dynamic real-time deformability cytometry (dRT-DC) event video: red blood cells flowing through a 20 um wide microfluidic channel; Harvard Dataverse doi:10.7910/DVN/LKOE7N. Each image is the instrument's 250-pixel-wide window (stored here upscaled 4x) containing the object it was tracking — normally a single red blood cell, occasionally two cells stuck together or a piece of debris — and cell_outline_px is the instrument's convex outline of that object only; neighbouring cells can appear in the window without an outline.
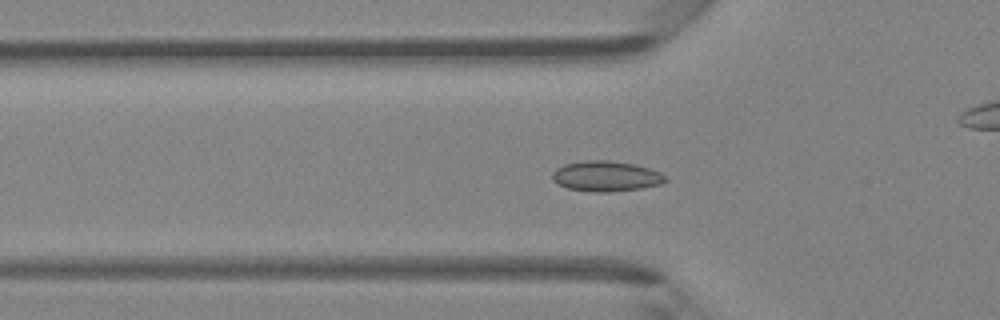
{"species": "Egyptian fruit bat (a non-hibernating species)", "species_latin": "Rousettus aegyptiacus", "temperature_condition": "room temperature", "stored_images_in_passage": 48, "camera_frame_rate_fps": 3000, "um_per_image_px": 0.085, "animal": {"sex": "female"}, "frame": {"image": 1, "passage_image": 16, "time_ms": 5.0, "image_size_px": [1000, 320], "cell_outline_px": [[668, 180], [660, 184], [640, 188], [608, 192], [592, 192], [568, 188], [556, 184], [552, 180], [552, 172], [556, 168], [564, 164], [584, 160], [608, 160], [632, 164], [648, 168], [660, 172], [668, 176]], "centroid_in_image_um": [51.49, 14.97], "position_along_channel_um": 74.3, "area_um2": 20.11}}
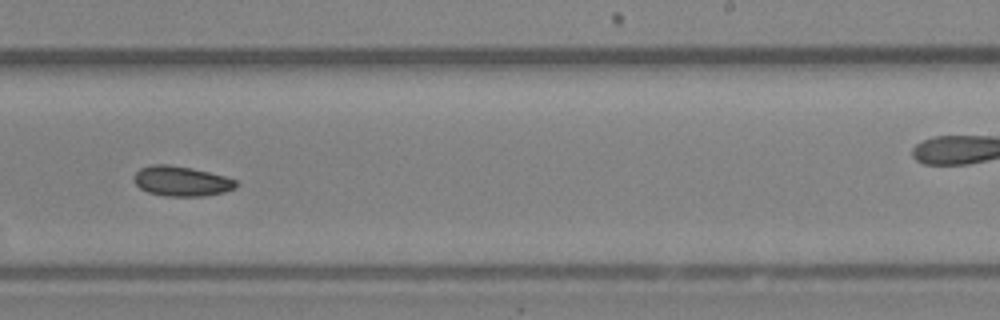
{"frame": {"image": 2, "passage_image": 30, "time_ms": 9.667, "image_size_px": [1000, 320], "cell_outline_px": [[236, 188], [224, 192], [204, 196], [164, 196], [148, 192], [140, 188], [132, 180], [132, 176], [140, 168], [152, 164], [168, 164], [192, 168], [224, 176], [236, 180]], "centroid_in_image_um": [15.38, 15.39], "position_along_channel_um": 273.6, "area_um2": 17.92}}
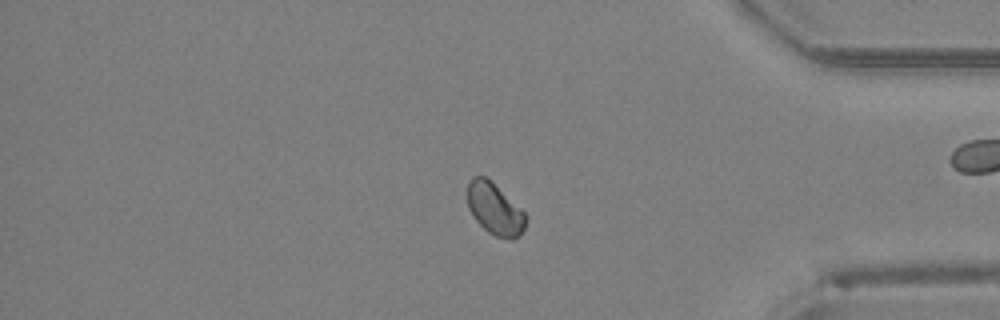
{"frame": {"image": 3, "passage_image": 40, "time_ms": 13.0, "image_size_px": [1000, 320], "cell_outline_px": [[528, 220], [520, 236], [512, 240], [496, 236], [488, 232], [472, 216], [468, 208], [468, 180], [472, 176], [484, 176], [520, 208], [528, 216]], "centroid_in_image_um": [42.06, 17.8], "position_along_channel_um": 393.1, "area_um2": 17.4}}